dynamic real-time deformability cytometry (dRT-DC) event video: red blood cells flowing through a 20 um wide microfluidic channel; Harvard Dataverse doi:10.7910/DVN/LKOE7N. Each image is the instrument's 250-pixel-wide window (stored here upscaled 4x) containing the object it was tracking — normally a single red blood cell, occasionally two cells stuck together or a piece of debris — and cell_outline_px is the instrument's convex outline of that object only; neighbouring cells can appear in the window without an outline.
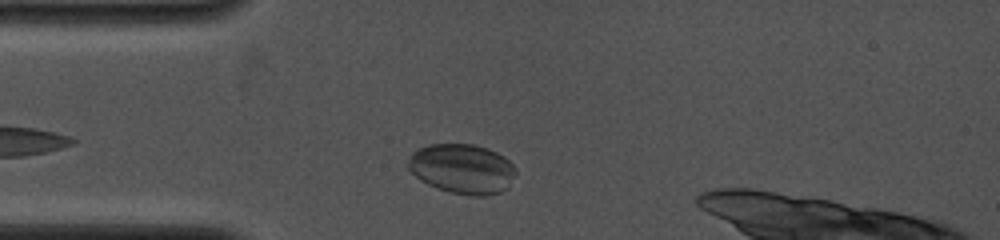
{"species": "common noctule bat (a hibernating species)", "species_latin": "Nyctalus noctula", "temperature_condition": "cold", "stored_images_in_passage": 40, "camera_frame_rate_fps": 4000, "um_per_image_px": 0.085, "animal": {"sex": "female", "body_mass_g": 19.0, "forearm_length_mm": 53.3}, "frame": {"image": 1, "passage_image": 4, "time_ms": 0.75, "image_size_px": [1000, 240], "cell_outline_px": [[516, 172], [508, 188], [500, 192], [484, 196], [472, 196], [448, 192], [436, 188], [420, 180], [408, 168], [408, 160], [412, 152], [428, 144], [472, 144], [488, 148], [504, 156], [516, 168]], "centroid_in_image_um": [39.3, 14.35], "position_along_channel_um": 45.7, "area_um2": 31.39}}
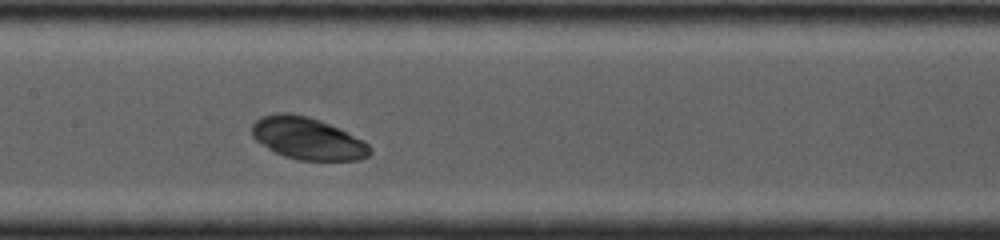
{"frame": {"image": 2, "passage_image": 18, "time_ms": 4.25, "image_size_px": [1000, 240], "cell_outline_px": [[372, 152], [368, 156], [360, 160], [296, 160], [284, 156], [268, 148], [256, 140], [252, 136], [252, 124], [260, 116], [276, 112], [292, 112], [308, 116], [320, 120], [340, 128], [364, 140], [372, 148]], "centroid_in_image_um": [26.15, 11.75], "position_along_channel_um": 181.2, "area_um2": 29.36}}
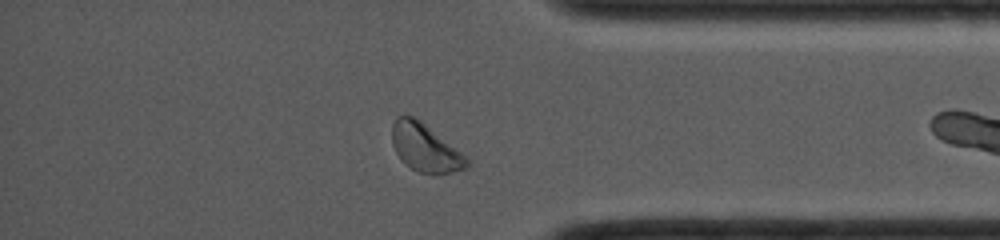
{"frame": {"image": 3, "passage_image": 35, "time_ms": 8.25, "image_size_px": [1000, 240], "cell_outline_px": [[472, 164], [468, 168], [440, 176], [436, 176], [416, 172], [404, 164], [400, 160], [392, 144], [392, 124], [396, 116], [416, 116], [468, 156]], "centroid_in_image_um": [36.19, 12.6], "position_along_channel_um": 399.0, "area_um2": 21.91}}